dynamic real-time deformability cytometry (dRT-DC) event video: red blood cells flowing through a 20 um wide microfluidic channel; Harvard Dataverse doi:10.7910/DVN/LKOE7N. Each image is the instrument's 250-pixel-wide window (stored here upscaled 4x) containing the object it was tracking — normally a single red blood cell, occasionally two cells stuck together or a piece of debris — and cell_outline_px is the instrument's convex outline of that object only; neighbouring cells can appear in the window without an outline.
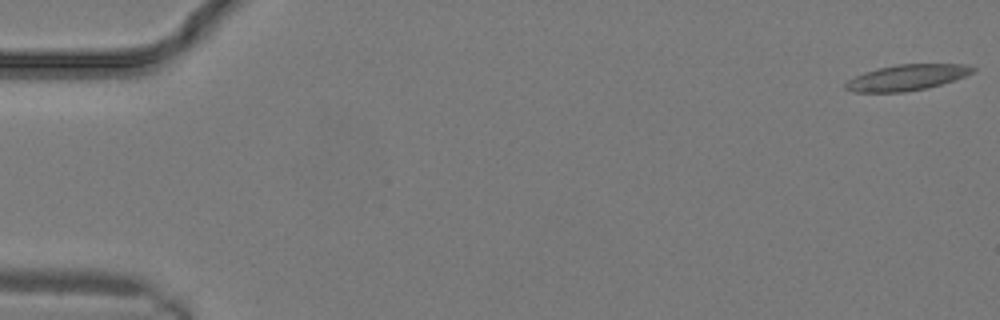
{"species": "common noctule bat (a hibernating species)", "species_latin": "Nyctalus noctula", "temperature_condition": "warm", "stored_images_in_passage": 15, "camera_frame_rate_fps": 3000, "um_per_image_px": 0.085, "animal": {"sex": "male", "body_mass_g": 19.2, "forearm_length_mm": 51.8}, "frame": {"image": 1, "passage_image": 1, "time_ms": 0.0, "image_size_px": [1000, 320], "cell_outline_px": [[976, 68], [972, 72], [964, 76], [928, 88], [904, 92], [852, 92], [844, 88], [844, 84], [848, 80], [864, 72], [876, 68], [896, 64], [964, 64]], "centroid_in_image_um": [77.03, 6.59], "position_along_channel_um": 8.0, "area_um2": 19.07}}
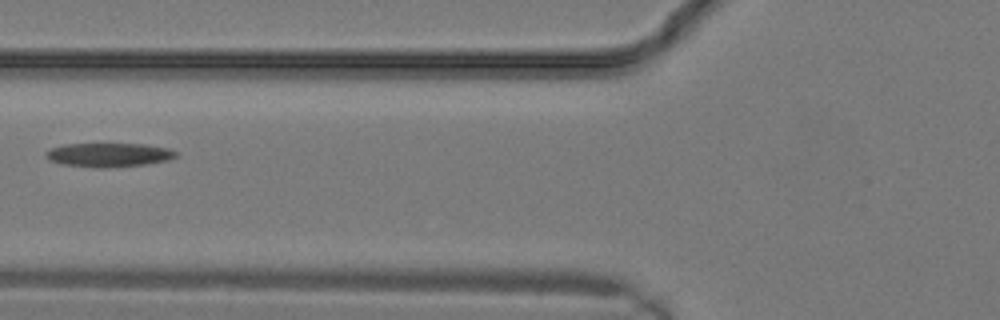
{"frame": {"image": 2, "passage_image": 11, "time_ms": 3.333, "image_size_px": [1000, 320], "cell_outline_px": [[180, 156], [168, 160], [144, 164], [108, 168], [96, 168], [60, 164], [48, 160], [44, 156], [44, 152], [52, 148], [64, 144], [144, 144], [168, 148], [176, 152]], "centroid_in_image_um": [9.21, 13.17], "position_along_channel_um": 116.6, "area_um2": 18.32}}
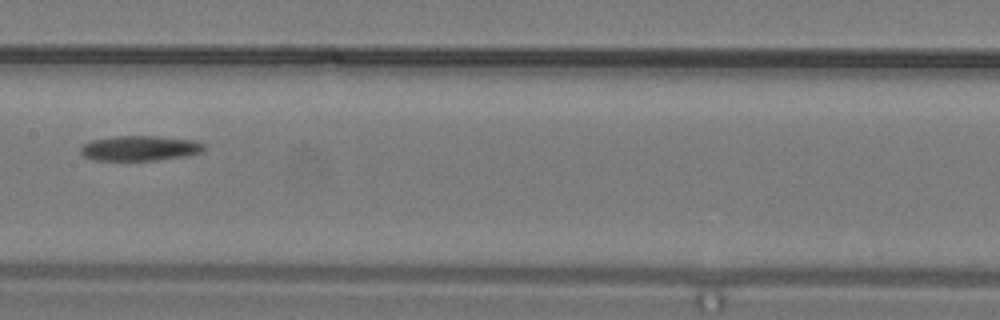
{"frame": {"image": 3, "passage_image": 14, "time_ms": 4.333, "image_size_px": [1000, 320], "cell_outline_px": [[208, 148], [204, 152], [188, 156], [160, 160], [92, 160], [84, 156], [80, 152], [80, 148], [84, 144], [92, 140], [116, 136], [156, 136], [192, 140], [204, 144]], "centroid_in_image_um": [11.94, 12.61], "position_along_channel_um": 195.5, "area_um2": 18.21}}